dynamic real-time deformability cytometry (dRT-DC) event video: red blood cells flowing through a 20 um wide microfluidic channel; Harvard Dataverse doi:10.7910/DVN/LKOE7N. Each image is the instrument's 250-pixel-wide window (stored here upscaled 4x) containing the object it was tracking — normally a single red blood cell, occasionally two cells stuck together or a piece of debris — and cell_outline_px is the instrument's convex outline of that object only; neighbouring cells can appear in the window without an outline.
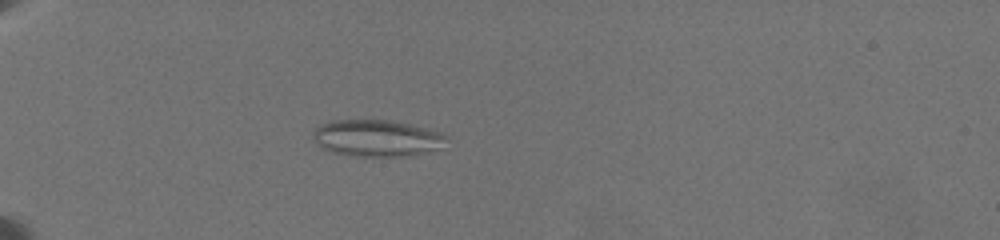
{"species": "common noctule bat (a hibernating species)", "species_latin": "Nyctalus noctula", "temperature_condition": "warm", "stored_images_in_passage": 20, "camera_frame_rate_fps": 3000, "um_per_image_px": 0.085, "animal": {"sex": "female", "body_mass_g": 19.5, "forearm_length_mm": 54.1}, "frame": {"image": 1, "passage_image": 15, "time_ms": 2.0, "image_size_px": [1000, 240], "cell_outline_px": [[448, 136], [436, 148], [424, 152], [404, 156], [356, 156], [336, 152], [320, 148], [312, 140], [312, 132], [320, 124], [332, 120], [392, 120], [444, 132]], "centroid_in_image_um": [31.96, 11.72], "position_along_channel_um": 53.0, "area_um2": 28.38}}